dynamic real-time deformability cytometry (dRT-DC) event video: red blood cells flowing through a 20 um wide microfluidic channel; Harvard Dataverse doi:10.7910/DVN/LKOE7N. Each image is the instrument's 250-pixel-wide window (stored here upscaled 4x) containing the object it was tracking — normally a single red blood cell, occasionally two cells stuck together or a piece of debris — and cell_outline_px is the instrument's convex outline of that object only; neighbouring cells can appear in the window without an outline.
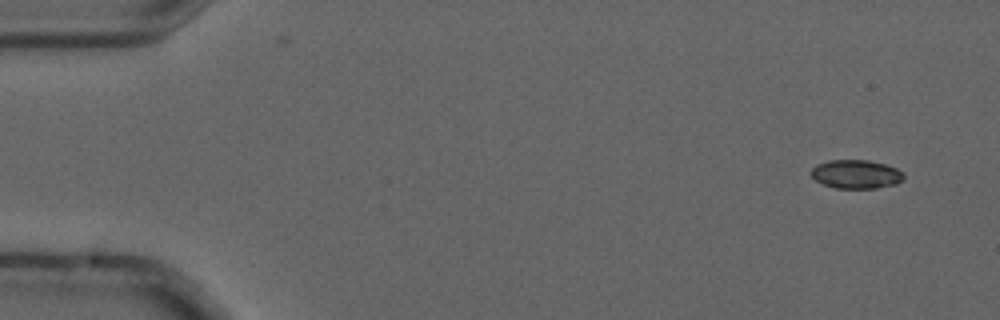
{"species": "common noctule bat (a hibernating species)", "species_latin": "Nyctalus noctula", "temperature_condition": "cold", "stored_images_in_passage": 4, "camera_frame_rate_fps": 3000, "um_per_image_px": 0.085, "animal": {"sex": "male", "forearm_length_mm": 52.5}, "frame": {"image": 1, "passage_image": 1, "time_ms": 0.0, "image_size_px": [1000, 320], "cell_outline_px": [[904, 180], [896, 184], [876, 188], [836, 188], [824, 184], [816, 180], [812, 176], [812, 168], [816, 164], [828, 160], [868, 160], [884, 164], [896, 168], [904, 172]], "centroid_in_image_um": [72.8, 14.8], "position_along_channel_um": 12.2, "area_um2": 15.49}}